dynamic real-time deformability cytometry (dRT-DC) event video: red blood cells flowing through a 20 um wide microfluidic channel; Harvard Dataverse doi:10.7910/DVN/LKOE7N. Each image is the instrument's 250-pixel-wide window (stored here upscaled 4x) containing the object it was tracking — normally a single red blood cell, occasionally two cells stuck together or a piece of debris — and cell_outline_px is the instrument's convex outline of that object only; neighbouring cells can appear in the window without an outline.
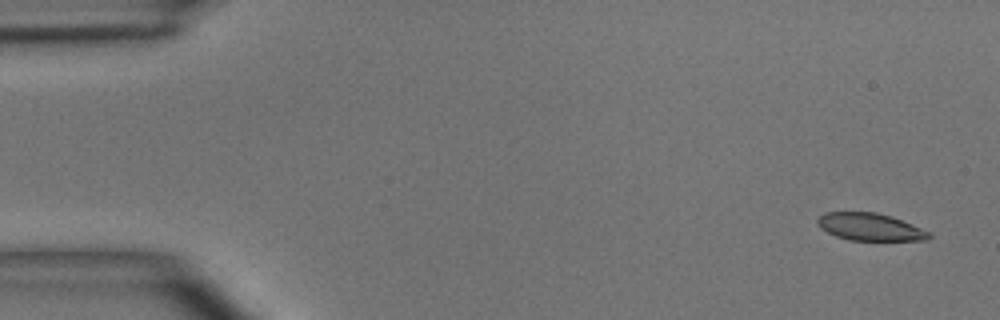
{"species": "common noctule bat (a hibernating species)", "species_latin": "Nyctalus noctula", "temperature_condition": "room temperature", "stored_images_in_passage": 5, "camera_frame_rate_fps": 3000, "um_per_image_px": 0.085, "animal": {"sex": "male", "body_mass_g": 15.6}, "frame": {"image": 1, "passage_image": 1, "time_ms": 0.0, "image_size_px": [1000, 320], "cell_outline_px": [[932, 236], [928, 240], [848, 240], [836, 236], [820, 228], [816, 224], [816, 220], [824, 212], [876, 212], [892, 216], [912, 224], [928, 232]], "centroid_in_image_um": [73.92, 19.28], "position_along_channel_um": 11.1, "area_um2": 17.8}}
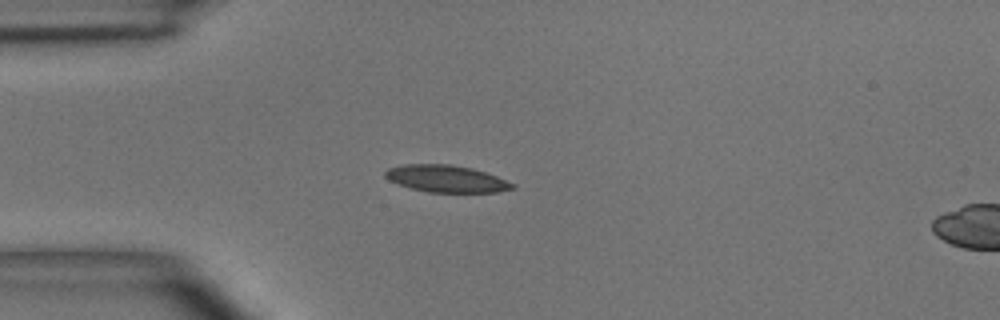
{"frame": {"image": 2, "passage_image": 4, "time_ms": 3.667, "image_size_px": [1000, 320], "cell_outline_px": [[516, 188], [496, 192], [428, 192], [396, 184], [388, 180], [384, 176], [384, 172], [388, 168], [404, 164], [452, 164], [472, 168], [496, 176], [516, 184]], "centroid_in_image_um": [37.92, 15.19], "position_along_channel_um": 47.1, "area_um2": 20.11}}